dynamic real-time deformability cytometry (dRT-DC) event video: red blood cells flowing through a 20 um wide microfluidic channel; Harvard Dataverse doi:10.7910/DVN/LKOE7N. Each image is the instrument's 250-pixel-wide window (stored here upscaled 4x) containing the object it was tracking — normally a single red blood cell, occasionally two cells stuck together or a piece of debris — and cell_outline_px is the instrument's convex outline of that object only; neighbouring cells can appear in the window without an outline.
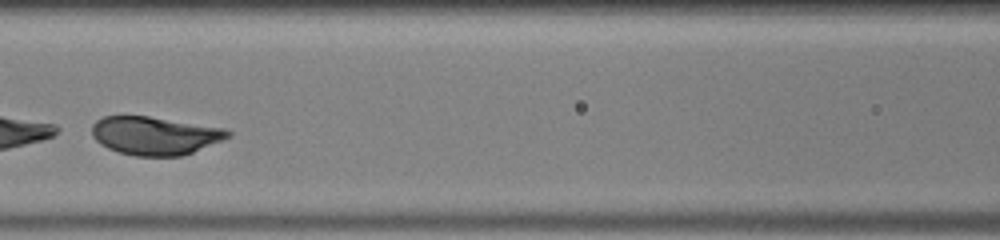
{"species": "human", "species_latin": "Homo sapiens", "temperature_condition": "warm", "stored_images_in_passage": 29, "camera_frame_rate_fps": 3000, "um_per_image_px": 0.085, "donor": {"sex": "male"}, "frame": {"image": 1, "passage_image": 11, "time_ms": 3.333, "image_size_px": [1000, 240], "cell_outline_px": [[232, 136], [192, 152], [180, 156], [136, 156], [120, 152], [108, 148], [100, 144], [92, 136], [92, 124], [96, 120], [104, 116], [148, 116], [228, 128], [232, 132]], "centroid_in_image_um": [13.18, 11.52], "position_along_channel_um": 153.4, "area_um2": 30.4}}
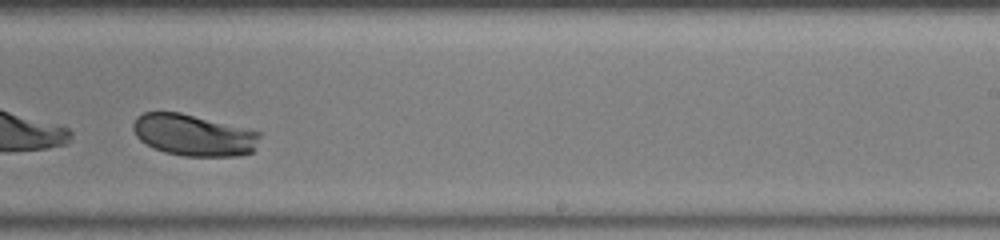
{"frame": {"image": 2, "passage_image": 19, "time_ms": 6.0, "image_size_px": [1000, 240], "cell_outline_px": [[260, 136], [252, 152], [240, 156], [184, 156], [164, 152], [152, 148], [140, 140], [136, 136], [132, 128], [132, 124], [136, 116], [144, 112], [180, 112], [260, 132]], "centroid_in_image_um": [16.4, 11.49], "position_along_channel_um": 272.6, "area_um2": 30.63}}
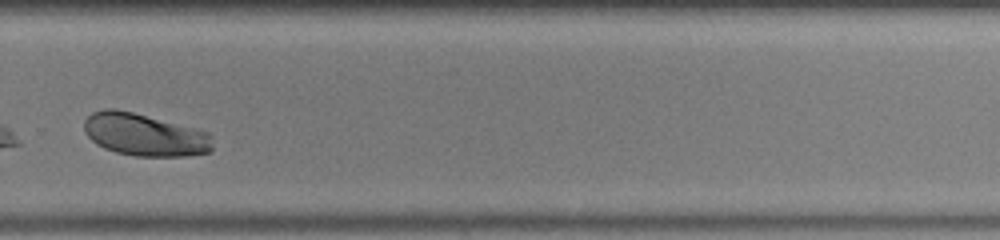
{"frame": {"image": 3, "passage_image": 22, "time_ms": 7.0, "image_size_px": [1000, 240], "cell_outline_px": [[212, 152], [184, 156], [136, 156], [116, 152], [104, 148], [96, 144], [84, 132], [84, 120], [92, 112], [104, 108], [112, 108], [132, 112], [208, 132], [212, 136]], "centroid_in_image_um": [12.27, 11.46], "position_along_channel_um": 317.5, "area_um2": 31.67}}